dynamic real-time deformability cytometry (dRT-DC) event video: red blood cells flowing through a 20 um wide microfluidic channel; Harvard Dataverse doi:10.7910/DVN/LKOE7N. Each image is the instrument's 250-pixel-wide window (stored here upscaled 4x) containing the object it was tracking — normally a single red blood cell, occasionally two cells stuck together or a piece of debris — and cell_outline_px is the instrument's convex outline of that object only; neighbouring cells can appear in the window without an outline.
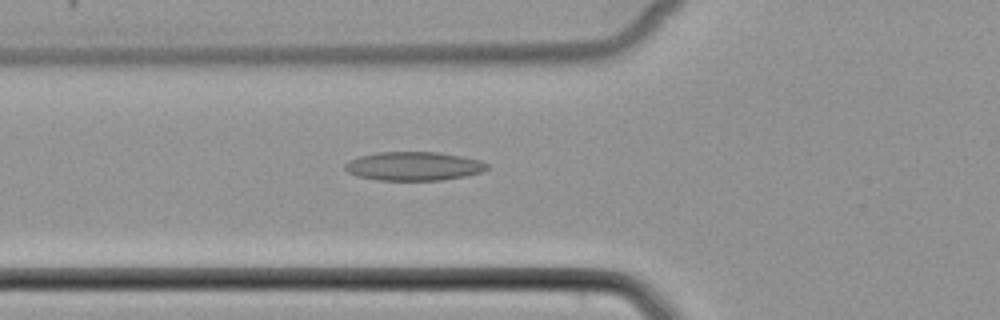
{"species": "common noctule bat (a hibernating species)", "species_latin": "Nyctalus noctula", "temperature_condition": "cold", "stored_images_in_passage": 52, "camera_frame_rate_fps": 3000, "um_per_image_px": 0.085, "animal": {"sex": "female", "body_mass_g": 22.7, "forearm_length_mm": 54.2}, "frame": {"image": 1, "passage_image": 20, "time_ms": 6.333, "image_size_px": [1000, 320], "cell_outline_px": [[488, 168], [480, 172], [464, 176], [440, 180], [376, 180], [356, 176], [348, 172], [344, 168], [344, 164], [360, 156], [376, 152], [436, 152], [464, 156], [480, 160], [488, 164]], "centroid_in_image_um": [35.16, 14.12], "position_along_channel_um": 90.6, "area_um2": 23.76}}
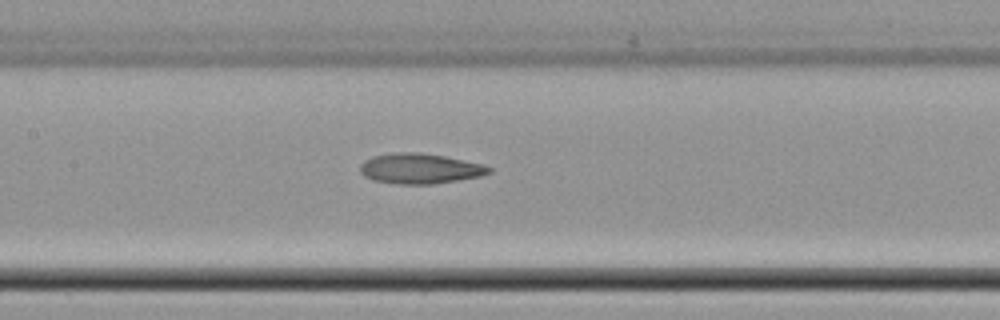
{"frame": {"image": 2, "passage_image": 26, "time_ms": 8.333, "image_size_px": [1000, 320], "cell_outline_px": [[492, 172], [480, 176], [432, 184], [400, 184], [372, 180], [364, 176], [360, 172], [360, 164], [364, 160], [372, 156], [396, 152], [420, 152], [444, 156], [484, 164], [492, 168]], "centroid_in_image_um": [35.68, 14.32], "position_along_channel_um": 171.7, "area_um2": 22.77}}
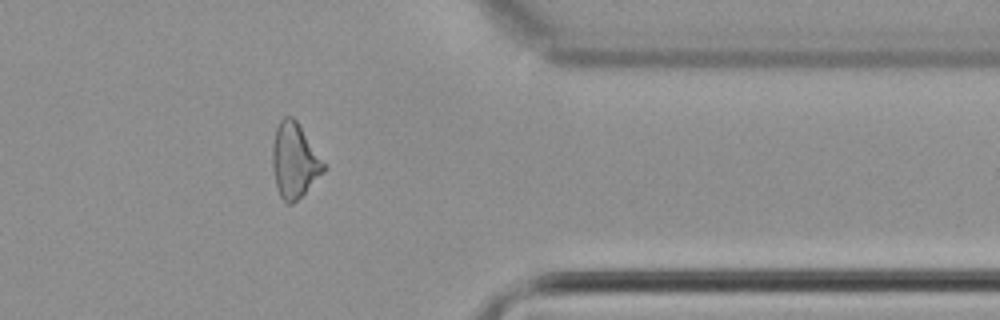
{"frame": {"image": 3, "passage_image": 43, "time_ms": 14.0, "image_size_px": [1000, 320], "cell_outline_px": [[328, 168], [292, 204], [288, 204], [280, 196], [276, 184], [272, 168], [272, 144], [276, 128], [280, 120], [284, 116], [292, 116], [296, 120], [328, 164]], "centroid_in_image_um": [25.05, 13.61], "position_along_channel_um": 386.3, "area_um2": 22.54}}